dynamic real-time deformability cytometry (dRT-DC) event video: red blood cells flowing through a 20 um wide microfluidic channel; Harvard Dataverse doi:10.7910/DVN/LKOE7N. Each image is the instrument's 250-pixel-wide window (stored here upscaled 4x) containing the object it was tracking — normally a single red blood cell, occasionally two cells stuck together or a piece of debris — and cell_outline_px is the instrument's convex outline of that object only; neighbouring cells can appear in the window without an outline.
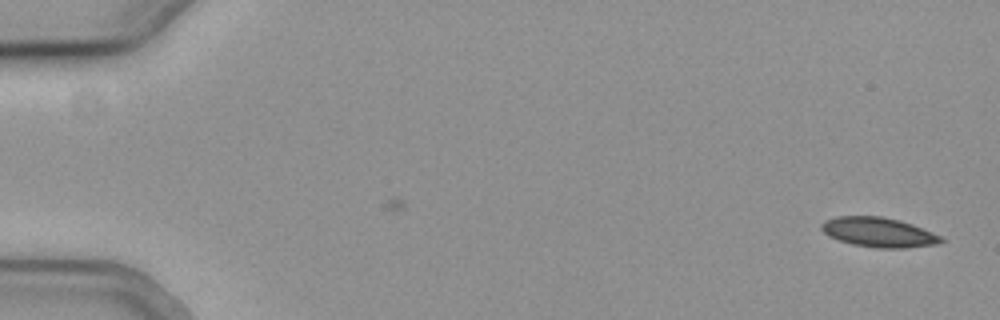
{"species": "common noctule bat (a hibernating species)", "species_latin": "Nyctalus noctula", "temperature_condition": "cold", "stored_images_in_passage": 55, "camera_frame_rate_fps": 3000, "um_per_image_px": 0.085, "animal": {"sex": "female", "body_mass_g": 19.3, "forearm_length_mm": 54.1}, "frame": {"image": 1, "passage_image": 1, "time_ms": 0.0, "image_size_px": [1000, 320], "cell_outline_px": [[944, 240], [936, 244], [904, 248], [876, 248], [852, 244], [828, 236], [820, 228], [820, 224], [824, 220], [836, 216], [880, 216], [912, 224], [940, 236]], "centroid_in_image_um": [74.62, 19.74], "position_along_channel_um": 10.4, "area_um2": 20.46}}
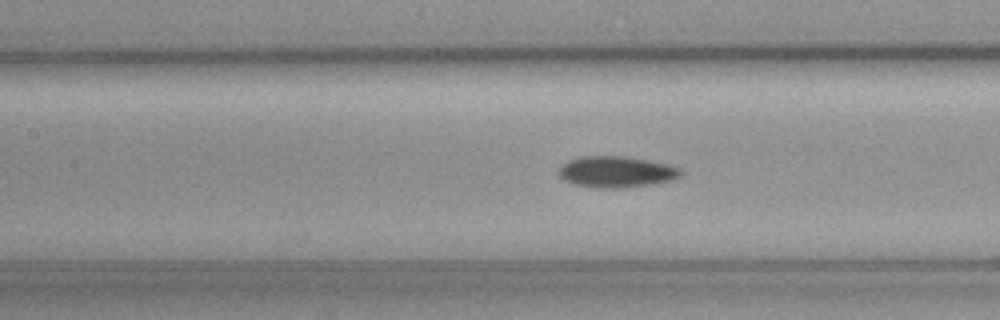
{"frame": {"image": 2, "passage_image": 25, "time_ms": 8.0, "image_size_px": [1000, 320], "cell_outline_px": [[684, 172], [680, 176], [672, 180], [652, 184], [624, 188], [596, 188], [572, 184], [564, 180], [560, 176], [560, 164], [568, 160], [580, 156], [628, 156], [668, 164], [680, 168]], "centroid_in_image_um": [52.39, 14.6], "position_along_channel_um": 155.0, "area_um2": 22.48}}
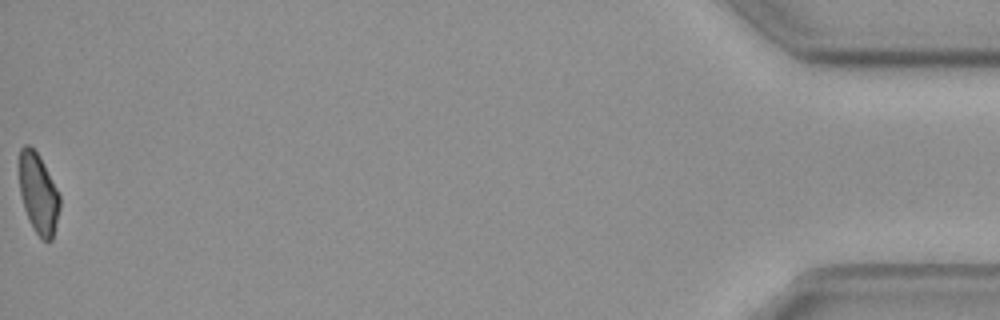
{"frame": {"image": 3, "passage_image": 55, "time_ms": 18.0, "image_size_px": [1000, 320], "cell_outline_px": [[60, 208], [52, 240], [44, 240], [36, 232], [28, 220], [24, 208], [20, 192], [20, 148], [24, 144], [28, 144], [40, 156], [60, 196]], "centroid_in_image_um": [3.26, 16.45], "position_along_channel_um": 431.9, "area_um2": 18.67}, "authors_computed_cell_mechanics": {"area_um2": 21.1548, "velocity_mm_per_s": 3.7802, "shape_relaxation_time_tau1_ms": 5.6472, "shape_relaxation_time_tau2_ms": null, "deformation_change_tau1": 0.1127, "deformation_change_tau2": null}}